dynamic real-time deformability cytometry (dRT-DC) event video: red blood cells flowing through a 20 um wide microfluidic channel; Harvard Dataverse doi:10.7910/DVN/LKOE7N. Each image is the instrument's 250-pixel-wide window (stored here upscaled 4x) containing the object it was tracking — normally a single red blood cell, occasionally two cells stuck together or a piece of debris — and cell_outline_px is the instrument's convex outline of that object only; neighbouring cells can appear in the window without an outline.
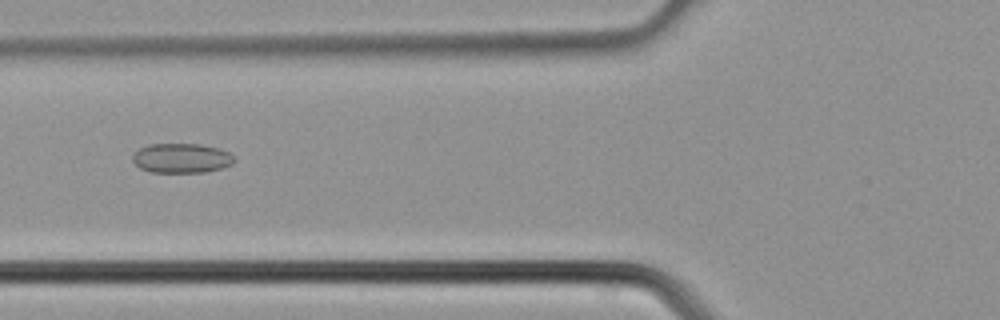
{"species": "common noctule bat (a hibernating species)", "species_latin": "Nyctalus noctula", "temperature_condition": "cold", "stored_images_in_passage": 4, "camera_frame_rate_fps": 3000, "um_per_image_px": 0.085, "animal": {"sex": "male", "body_mass_g": 21.5, "forearm_length_mm": 52.0}, "frame": {"image": 1, "passage_image": 4, "time_ms": 1.0, "image_size_px": [1000, 320], "cell_outline_px": [[236, 160], [232, 164], [220, 168], [204, 172], [152, 172], [140, 168], [132, 160], [132, 156], [140, 148], [148, 144], [200, 144], [220, 148], [228, 152]], "centroid_in_image_um": [15.43, 13.43], "position_along_channel_um": 110.4, "area_um2": 17.46}}